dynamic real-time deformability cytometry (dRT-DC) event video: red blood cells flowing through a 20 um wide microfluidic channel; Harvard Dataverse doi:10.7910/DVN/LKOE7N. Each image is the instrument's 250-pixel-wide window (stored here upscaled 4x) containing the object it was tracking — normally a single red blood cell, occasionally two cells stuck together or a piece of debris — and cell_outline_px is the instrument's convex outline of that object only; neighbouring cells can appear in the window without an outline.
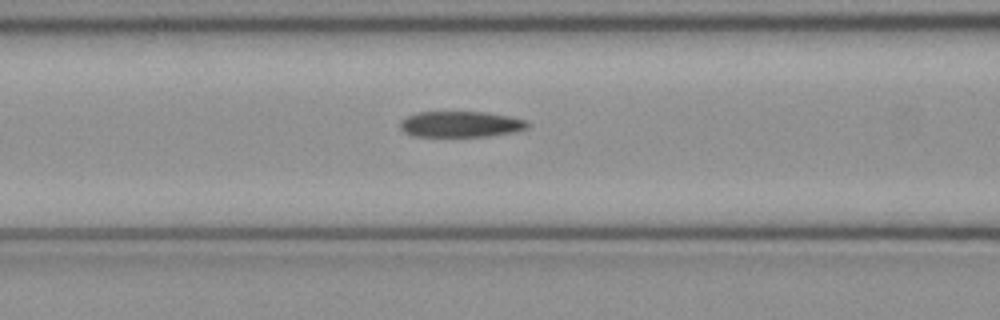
{"species": "common noctule bat (a hibernating species)", "species_latin": "Nyctalus noctula", "temperature_condition": "cold", "stored_images_in_passage": 52, "segment_of_instrument_passage": [1, 2], "camera_frame_rate_fps": 3000, "um_per_image_px": 0.085, "animal": {"sex": "female", "body_mass_g": 21.9}, "frame": {"image": 1, "passage_image": 21, "time_ms": 6.667, "image_size_px": [1000, 320], "cell_outline_px": [[528, 128], [516, 132], [488, 136], [412, 136], [404, 132], [400, 128], [400, 120], [416, 112], [484, 112], [508, 116], [528, 120]], "centroid_in_image_um": [39.16, 10.56], "position_along_channel_um": 127.4, "area_um2": 19.31}}
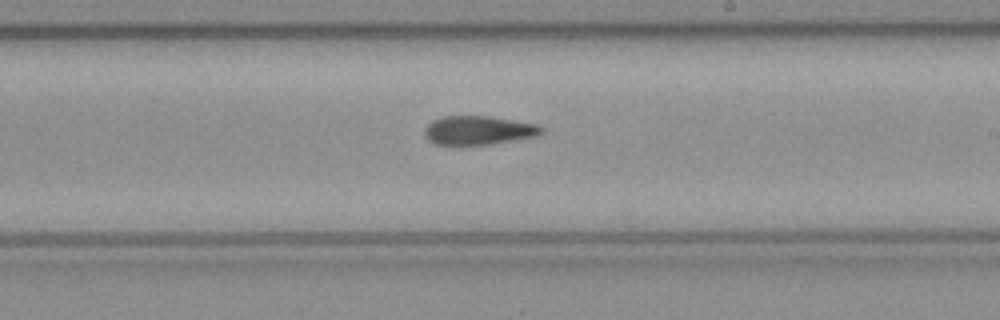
{"frame": {"image": 2, "passage_image": 30, "time_ms": 9.667, "image_size_px": [1000, 320], "cell_outline_px": [[544, 132], [536, 136], [488, 144], [460, 148], [436, 144], [428, 140], [424, 136], [424, 128], [432, 120], [440, 116], [492, 116], [536, 124], [544, 128]], "centroid_in_image_um": [40.59, 11.1], "position_along_channel_um": 248.4, "area_um2": 20.35}}
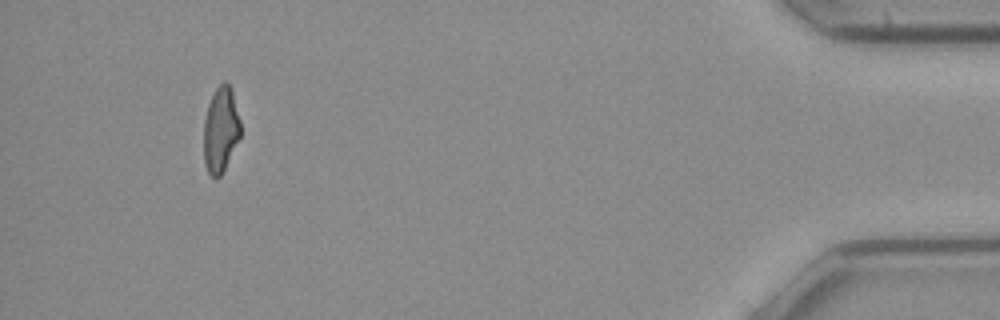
{"frame": {"image": 3, "passage_image": 48, "time_ms": 15.667, "image_size_px": [1000, 320], "cell_outline_px": [[240, 136], [220, 176], [216, 180], [208, 172], [204, 164], [204, 120], [208, 104], [216, 88], [224, 80], [228, 80], [232, 92], [240, 120]], "centroid_in_image_um": [18.74, 11.01], "position_along_channel_um": 416.5, "area_um2": 18.15}}